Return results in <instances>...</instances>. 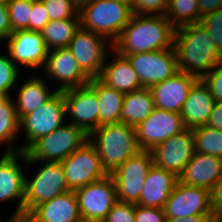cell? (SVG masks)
<instances>
[{
  "label": "cell",
  "instance_id": "6da1fadb",
  "mask_svg": "<svg viewBox=\"0 0 222 222\" xmlns=\"http://www.w3.org/2000/svg\"><path fill=\"white\" fill-rule=\"evenodd\" d=\"M176 28L165 15L133 14L113 50L122 56L173 48Z\"/></svg>",
  "mask_w": 222,
  "mask_h": 222
},
{
  "label": "cell",
  "instance_id": "7a4b0ae2",
  "mask_svg": "<svg viewBox=\"0 0 222 222\" xmlns=\"http://www.w3.org/2000/svg\"><path fill=\"white\" fill-rule=\"evenodd\" d=\"M173 47L178 70L198 79L222 62L214 41L199 23L176 28Z\"/></svg>",
  "mask_w": 222,
  "mask_h": 222
},
{
  "label": "cell",
  "instance_id": "3957f363",
  "mask_svg": "<svg viewBox=\"0 0 222 222\" xmlns=\"http://www.w3.org/2000/svg\"><path fill=\"white\" fill-rule=\"evenodd\" d=\"M89 141L95 146L107 174L141 151L135 127L122 122L98 127L89 135Z\"/></svg>",
  "mask_w": 222,
  "mask_h": 222
},
{
  "label": "cell",
  "instance_id": "277c9868",
  "mask_svg": "<svg viewBox=\"0 0 222 222\" xmlns=\"http://www.w3.org/2000/svg\"><path fill=\"white\" fill-rule=\"evenodd\" d=\"M80 27L113 43L129 23L132 7L115 0H92L79 9Z\"/></svg>",
  "mask_w": 222,
  "mask_h": 222
},
{
  "label": "cell",
  "instance_id": "5b68a950",
  "mask_svg": "<svg viewBox=\"0 0 222 222\" xmlns=\"http://www.w3.org/2000/svg\"><path fill=\"white\" fill-rule=\"evenodd\" d=\"M43 163L34 177L25 176L24 211L31 212L43 202L70 191L61 162H41L27 155V167ZM32 178V179H31Z\"/></svg>",
  "mask_w": 222,
  "mask_h": 222
},
{
  "label": "cell",
  "instance_id": "8992f818",
  "mask_svg": "<svg viewBox=\"0 0 222 222\" xmlns=\"http://www.w3.org/2000/svg\"><path fill=\"white\" fill-rule=\"evenodd\" d=\"M65 121V100L62 91H57L44 105L20 120V134L25 136L23 144H19L20 151L26 152L38 139L55 131Z\"/></svg>",
  "mask_w": 222,
  "mask_h": 222
},
{
  "label": "cell",
  "instance_id": "52a82bcc",
  "mask_svg": "<svg viewBox=\"0 0 222 222\" xmlns=\"http://www.w3.org/2000/svg\"><path fill=\"white\" fill-rule=\"evenodd\" d=\"M88 140L89 136L83 130L66 121L38 139L25 153L35 161L61 162Z\"/></svg>",
  "mask_w": 222,
  "mask_h": 222
},
{
  "label": "cell",
  "instance_id": "ba28073f",
  "mask_svg": "<svg viewBox=\"0 0 222 222\" xmlns=\"http://www.w3.org/2000/svg\"><path fill=\"white\" fill-rule=\"evenodd\" d=\"M67 48L73 53L82 70L90 78H97L106 58L109 59L112 54L113 45L106 37L80 27Z\"/></svg>",
  "mask_w": 222,
  "mask_h": 222
},
{
  "label": "cell",
  "instance_id": "9c48e42d",
  "mask_svg": "<svg viewBox=\"0 0 222 222\" xmlns=\"http://www.w3.org/2000/svg\"><path fill=\"white\" fill-rule=\"evenodd\" d=\"M153 165L151 152L141 150L114 170L110 175L116 186L117 200L136 204Z\"/></svg>",
  "mask_w": 222,
  "mask_h": 222
},
{
  "label": "cell",
  "instance_id": "30bf717a",
  "mask_svg": "<svg viewBox=\"0 0 222 222\" xmlns=\"http://www.w3.org/2000/svg\"><path fill=\"white\" fill-rule=\"evenodd\" d=\"M61 164L67 185L73 191L108 175L95 146L89 140L61 161Z\"/></svg>",
  "mask_w": 222,
  "mask_h": 222
},
{
  "label": "cell",
  "instance_id": "8fae6325",
  "mask_svg": "<svg viewBox=\"0 0 222 222\" xmlns=\"http://www.w3.org/2000/svg\"><path fill=\"white\" fill-rule=\"evenodd\" d=\"M82 220L102 222L117 201L116 186L110 174L75 190Z\"/></svg>",
  "mask_w": 222,
  "mask_h": 222
},
{
  "label": "cell",
  "instance_id": "7c38bea8",
  "mask_svg": "<svg viewBox=\"0 0 222 222\" xmlns=\"http://www.w3.org/2000/svg\"><path fill=\"white\" fill-rule=\"evenodd\" d=\"M144 88H151L178 70L176 53L173 48L126 55Z\"/></svg>",
  "mask_w": 222,
  "mask_h": 222
},
{
  "label": "cell",
  "instance_id": "4fadbf2b",
  "mask_svg": "<svg viewBox=\"0 0 222 222\" xmlns=\"http://www.w3.org/2000/svg\"><path fill=\"white\" fill-rule=\"evenodd\" d=\"M6 45V46H5ZM4 47L8 50L11 61L21 70L42 69L48 56L41 32L32 30L13 31L6 40Z\"/></svg>",
  "mask_w": 222,
  "mask_h": 222
},
{
  "label": "cell",
  "instance_id": "5bb4252c",
  "mask_svg": "<svg viewBox=\"0 0 222 222\" xmlns=\"http://www.w3.org/2000/svg\"><path fill=\"white\" fill-rule=\"evenodd\" d=\"M66 104V119L88 136L99 127V101L96 92L87 84L62 91Z\"/></svg>",
  "mask_w": 222,
  "mask_h": 222
},
{
  "label": "cell",
  "instance_id": "9a60e30c",
  "mask_svg": "<svg viewBox=\"0 0 222 222\" xmlns=\"http://www.w3.org/2000/svg\"><path fill=\"white\" fill-rule=\"evenodd\" d=\"M184 129L180 113L155 108L150 116L135 127L136 141L140 150L151 151Z\"/></svg>",
  "mask_w": 222,
  "mask_h": 222
},
{
  "label": "cell",
  "instance_id": "2e32d148",
  "mask_svg": "<svg viewBox=\"0 0 222 222\" xmlns=\"http://www.w3.org/2000/svg\"><path fill=\"white\" fill-rule=\"evenodd\" d=\"M26 166L27 154L22 151L4 152L0 158V203L17 201L14 213L24 211Z\"/></svg>",
  "mask_w": 222,
  "mask_h": 222
},
{
  "label": "cell",
  "instance_id": "e0dca14e",
  "mask_svg": "<svg viewBox=\"0 0 222 222\" xmlns=\"http://www.w3.org/2000/svg\"><path fill=\"white\" fill-rule=\"evenodd\" d=\"M150 152L155 166L179 177L195 153L192 129L185 128L155 146Z\"/></svg>",
  "mask_w": 222,
  "mask_h": 222
},
{
  "label": "cell",
  "instance_id": "ac0fdd59",
  "mask_svg": "<svg viewBox=\"0 0 222 222\" xmlns=\"http://www.w3.org/2000/svg\"><path fill=\"white\" fill-rule=\"evenodd\" d=\"M165 217L186 218L193 215H213L210 191L177 181L164 206Z\"/></svg>",
  "mask_w": 222,
  "mask_h": 222
},
{
  "label": "cell",
  "instance_id": "d6986e66",
  "mask_svg": "<svg viewBox=\"0 0 222 222\" xmlns=\"http://www.w3.org/2000/svg\"><path fill=\"white\" fill-rule=\"evenodd\" d=\"M42 72L44 76L50 77L52 84V80H56V84L60 83L58 87H55L58 91L87 85L91 79L67 47L48 51Z\"/></svg>",
  "mask_w": 222,
  "mask_h": 222
},
{
  "label": "cell",
  "instance_id": "ffe728a7",
  "mask_svg": "<svg viewBox=\"0 0 222 222\" xmlns=\"http://www.w3.org/2000/svg\"><path fill=\"white\" fill-rule=\"evenodd\" d=\"M198 80L193 75L179 71L173 77L153 85L150 90L155 108L181 113L191 88Z\"/></svg>",
  "mask_w": 222,
  "mask_h": 222
},
{
  "label": "cell",
  "instance_id": "44dd1931",
  "mask_svg": "<svg viewBox=\"0 0 222 222\" xmlns=\"http://www.w3.org/2000/svg\"><path fill=\"white\" fill-rule=\"evenodd\" d=\"M221 174V158L195 152L178 177V181L185 185L211 191Z\"/></svg>",
  "mask_w": 222,
  "mask_h": 222
},
{
  "label": "cell",
  "instance_id": "7402d4cb",
  "mask_svg": "<svg viewBox=\"0 0 222 222\" xmlns=\"http://www.w3.org/2000/svg\"><path fill=\"white\" fill-rule=\"evenodd\" d=\"M32 74L30 78L24 80L23 84L18 82V86L15 88L18 92H14L17 93V97L14 98L13 96V100L19 120L44 105L58 91L52 87L50 89L49 80H46L47 77H41L36 73Z\"/></svg>",
  "mask_w": 222,
  "mask_h": 222
},
{
  "label": "cell",
  "instance_id": "603a6c76",
  "mask_svg": "<svg viewBox=\"0 0 222 222\" xmlns=\"http://www.w3.org/2000/svg\"><path fill=\"white\" fill-rule=\"evenodd\" d=\"M215 102L209 88L199 79L191 88L180 113L185 128L207 125Z\"/></svg>",
  "mask_w": 222,
  "mask_h": 222
},
{
  "label": "cell",
  "instance_id": "cb8c5ba5",
  "mask_svg": "<svg viewBox=\"0 0 222 222\" xmlns=\"http://www.w3.org/2000/svg\"><path fill=\"white\" fill-rule=\"evenodd\" d=\"M112 53V60L111 57L110 61L106 58L102 72L98 78L107 86L123 93L144 88L128 58L120 55L113 49Z\"/></svg>",
  "mask_w": 222,
  "mask_h": 222
},
{
  "label": "cell",
  "instance_id": "d4e9b609",
  "mask_svg": "<svg viewBox=\"0 0 222 222\" xmlns=\"http://www.w3.org/2000/svg\"><path fill=\"white\" fill-rule=\"evenodd\" d=\"M177 181L178 177L172 172L153 165L145 178L140 199L136 204L164 208Z\"/></svg>",
  "mask_w": 222,
  "mask_h": 222
},
{
  "label": "cell",
  "instance_id": "484cf974",
  "mask_svg": "<svg viewBox=\"0 0 222 222\" xmlns=\"http://www.w3.org/2000/svg\"><path fill=\"white\" fill-rule=\"evenodd\" d=\"M31 213L37 222H80L78 199L70 190L36 206Z\"/></svg>",
  "mask_w": 222,
  "mask_h": 222
},
{
  "label": "cell",
  "instance_id": "4316f807",
  "mask_svg": "<svg viewBox=\"0 0 222 222\" xmlns=\"http://www.w3.org/2000/svg\"><path fill=\"white\" fill-rule=\"evenodd\" d=\"M88 85L96 92L99 101V127L120 123L124 93L107 86L98 77L91 78Z\"/></svg>",
  "mask_w": 222,
  "mask_h": 222
},
{
  "label": "cell",
  "instance_id": "83f0119b",
  "mask_svg": "<svg viewBox=\"0 0 222 222\" xmlns=\"http://www.w3.org/2000/svg\"><path fill=\"white\" fill-rule=\"evenodd\" d=\"M154 109V98L150 88L124 93L120 122L136 127L150 116Z\"/></svg>",
  "mask_w": 222,
  "mask_h": 222
},
{
  "label": "cell",
  "instance_id": "f1b7e54d",
  "mask_svg": "<svg viewBox=\"0 0 222 222\" xmlns=\"http://www.w3.org/2000/svg\"><path fill=\"white\" fill-rule=\"evenodd\" d=\"M20 120L15 109L13 96L4 97L0 101V145L4 152H20V146L14 145L15 138L20 135ZM7 146V147H6Z\"/></svg>",
  "mask_w": 222,
  "mask_h": 222
},
{
  "label": "cell",
  "instance_id": "f546056e",
  "mask_svg": "<svg viewBox=\"0 0 222 222\" xmlns=\"http://www.w3.org/2000/svg\"><path fill=\"white\" fill-rule=\"evenodd\" d=\"M80 28V19L50 20L40 31L48 51L66 48Z\"/></svg>",
  "mask_w": 222,
  "mask_h": 222
},
{
  "label": "cell",
  "instance_id": "4dcf8cb0",
  "mask_svg": "<svg viewBox=\"0 0 222 222\" xmlns=\"http://www.w3.org/2000/svg\"><path fill=\"white\" fill-rule=\"evenodd\" d=\"M165 16L175 28L199 23L198 0H169Z\"/></svg>",
  "mask_w": 222,
  "mask_h": 222
},
{
  "label": "cell",
  "instance_id": "1f68e13d",
  "mask_svg": "<svg viewBox=\"0 0 222 222\" xmlns=\"http://www.w3.org/2000/svg\"><path fill=\"white\" fill-rule=\"evenodd\" d=\"M195 152L222 159V131L207 125L192 129Z\"/></svg>",
  "mask_w": 222,
  "mask_h": 222
},
{
  "label": "cell",
  "instance_id": "d6a6232c",
  "mask_svg": "<svg viewBox=\"0 0 222 222\" xmlns=\"http://www.w3.org/2000/svg\"><path fill=\"white\" fill-rule=\"evenodd\" d=\"M4 53L0 51V93L10 97L14 96L12 91L15 90L18 81H21V70L11 61L6 49Z\"/></svg>",
  "mask_w": 222,
  "mask_h": 222
},
{
  "label": "cell",
  "instance_id": "836d02e7",
  "mask_svg": "<svg viewBox=\"0 0 222 222\" xmlns=\"http://www.w3.org/2000/svg\"><path fill=\"white\" fill-rule=\"evenodd\" d=\"M35 0H10L7 9L13 31L29 30V20Z\"/></svg>",
  "mask_w": 222,
  "mask_h": 222
},
{
  "label": "cell",
  "instance_id": "e575fe53",
  "mask_svg": "<svg viewBox=\"0 0 222 222\" xmlns=\"http://www.w3.org/2000/svg\"><path fill=\"white\" fill-rule=\"evenodd\" d=\"M50 20L80 19L79 9L72 0H41Z\"/></svg>",
  "mask_w": 222,
  "mask_h": 222
},
{
  "label": "cell",
  "instance_id": "d590c367",
  "mask_svg": "<svg viewBox=\"0 0 222 222\" xmlns=\"http://www.w3.org/2000/svg\"><path fill=\"white\" fill-rule=\"evenodd\" d=\"M199 24L214 41L222 56V8L201 17Z\"/></svg>",
  "mask_w": 222,
  "mask_h": 222
},
{
  "label": "cell",
  "instance_id": "8d00e7d4",
  "mask_svg": "<svg viewBox=\"0 0 222 222\" xmlns=\"http://www.w3.org/2000/svg\"><path fill=\"white\" fill-rule=\"evenodd\" d=\"M102 222H135V204L117 200Z\"/></svg>",
  "mask_w": 222,
  "mask_h": 222
},
{
  "label": "cell",
  "instance_id": "74e56055",
  "mask_svg": "<svg viewBox=\"0 0 222 222\" xmlns=\"http://www.w3.org/2000/svg\"><path fill=\"white\" fill-rule=\"evenodd\" d=\"M169 0H133L132 10L138 15H165Z\"/></svg>",
  "mask_w": 222,
  "mask_h": 222
},
{
  "label": "cell",
  "instance_id": "f35d334b",
  "mask_svg": "<svg viewBox=\"0 0 222 222\" xmlns=\"http://www.w3.org/2000/svg\"><path fill=\"white\" fill-rule=\"evenodd\" d=\"M215 101L222 102V62L214 66L202 79Z\"/></svg>",
  "mask_w": 222,
  "mask_h": 222
},
{
  "label": "cell",
  "instance_id": "ab89813d",
  "mask_svg": "<svg viewBox=\"0 0 222 222\" xmlns=\"http://www.w3.org/2000/svg\"><path fill=\"white\" fill-rule=\"evenodd\" d=\"M49 21L44 3L41 0H35L29 20V30L40 32Z\"/></svg>",
  "mask_w": 222,
  "mask_h": 222
},
{
  "label": "cell",
  "instance_id": "60d3db41",
  "mask_svg": "<svg viewBox=\"0 0 222 222\" xmlns=\"http://www.w3.org/2000/svg\"><path fill=\"white\" fill-rule=\"evenodd\" d=\"M165 218L164 208L135 204V222H165Z\"/></svg>",
  "mask_w": 222,
  "mask_h": 222
},
{
  "label": "cell",
  "instance_id": "b9f144b4",
  "mask_svg": "<svg viewBox=\"0 0 222 222\" xmlns=\"http://www.w3.org/2000/svg\"><path fill=\"white\" fill-rule=\"evenodd\" d=\"M211 206L214 217L222 215V174L210 191Z\"/></svg>",
  "mask_w": 222,
  "mask_h": 222
},
{
  "label": "cell",
  "instance_id": "7bdbcfd3",
  "mask_svg": "<svg viewBox=\"0 0 222 222\" xmlns=\"http://www.w3.org/2000/svg\"><path fill=\"white\" fill-rule=\"evenodd\" d=\"M12 33L7 5H0V43L5 44Z\"/></svg>",
  "mask_w": 222,
  "mask_h": 222
},
{
  "label": "cell",
  "instance_id": "ee69618b",
  "mask_svg": "<svg viewBox=\"0 0 222 222\" xmlns=\"http://www.w3.org/2000/svg\"><path fill=\"white\" fill-rule=\"evenodd\" d=\"M207 126L222 131V102H215Z\"/></svg>",
  "mask_w": 222,
  "mask_h": 222
},
{
  "label": "cell",
  "instance_id": "f6af8a7d",
  "mask_svg": "<svg viewBox=\"0 0 222 222\" xmlns=\"http://www.w3.org/2000/svg\"><path fill=\"white\" fill-rule=\"evenodd\" d=\"M201 17L222 8V0H198Z\"/></svg>",
  "mask_w": 222,
  "mask_h": 222
},
{
  "label": "cell",
  "instance_id": "bcb514c9",
  "mask_svg": "<svg viewBox=\"0 0 222 222\" xmlns=\"http://www.w3.org/2000/svg\"><path fill=\"white\" fill-rule=\"evenodd\" d=\"M214 215H193L186 218L166 217L165 222H208Z\"/></svg>",
  "mask_w": 222,
  "mask_h": 222
},
{
  "label": "cell",
  "instance_id": "7dc6e473",
  "mask_svg": "<svg viewBox=\"0 0 222 222\" xmlns=\"http://www.w3.org/2000/svg\"><path fill=\"white\" fill-rule=\"evenodd\" d=\"M10 216L6 222H37L35 216L28 211L13 212Z\"/></svg>",
  "mask_w": 222,
  "mask_h": 222
},
{
  "label": "cell",
  "instance_id": "c3c4849f",
  "mask_svg": "<svg viewBox=\"0 0 222 222\" xmlns=\"http://www.w3.org/2000/svg\"><path fill=\"white\" fill-rule=\"evenodd\" d=\"M92 0H72L73 4L80 9L85 4L89 3Z\"/></svg>",
  "mask_w": 222,
  "mask_h": 222
},
{
  "label": "cell",
  "instance_id": "681fc988",
  "mask_svg": "<svg viewBox=\"0 0 222 222\" xmlns=\"http://www.w3.org/2000/svg\"><path fill=\"white\" fill-rule=\"evenodd\" d=\"M115 1H119L133 7V0H115Z\"/></svg>",
  "mask_w": 222,
  "mask_h": 222
},
{
  "label": "cell",
  "instance_id": "f907efd6",
  "mask_svg": "<svg viewBox=\"0 0 222 222\" xmlns=\"http://www.w3.org/2000/svg\"><path fill=\"white\" fill-rule=\"evenodd\" d=\"M10 0H0V5H7Z\"/></svg>",
  "mask_w": 222,
  "mask_h": 222
},
{
  "label": "cell",
  "instance_id": "816d5d0a",
  "mask_svg": "<svg viewBox=\"0 0 222 222\" xmlns=\"http://www.w3.org/2000/svg\"><path fill=\"white\" fill-rule=\"evenodd\" d=\"M218 222H222V215L218 216V217H214Z\"/></svg>",
  "mask_w": 222,
  "mask_h": 222
},
{
  "label": "cell",
  "instance_id": "f5cc1de1",
  "mask_svg": "<svg viewBox=\"0 0 222 222\" xmlns=\"http://www.w3.org/2000/svg\"><path fill=\"white\" fill-rule=\"evenodd\" d=\"M208 222H218V221L215 218H212Z\"/></svg>",
  "mask_w": 222,
  "mask_h": 222
},
{
  "label": "cell",
  "instance_id": "db71d44e",
  "mask_svg": "<svg viewBox=\"0 0 222 222\" xmlns=\"http://www.w3.org/2000/svg\"><path fill=\"white\" fill-rule=\"evenodd\" d=\"M5 96L0 93V101L4 98Z\"/></svg>",
  "mask_w": 222,
  "mask_h": 222
},
{
  "label": "cell",
  "instance_id": "11a10c76",
  "mask_svg": "<svg viewBox=\"0 0 222 222\" xmlns=\"http://www.w3.org/2000/svg\"><path fill=\"white\" fill-rule=\"evenodd\" d=\"M80 222H96V221H85V220H81Z\"/></svg>",
  "mask_w": 222,
  "mask_h": 222
}]
</instances>
